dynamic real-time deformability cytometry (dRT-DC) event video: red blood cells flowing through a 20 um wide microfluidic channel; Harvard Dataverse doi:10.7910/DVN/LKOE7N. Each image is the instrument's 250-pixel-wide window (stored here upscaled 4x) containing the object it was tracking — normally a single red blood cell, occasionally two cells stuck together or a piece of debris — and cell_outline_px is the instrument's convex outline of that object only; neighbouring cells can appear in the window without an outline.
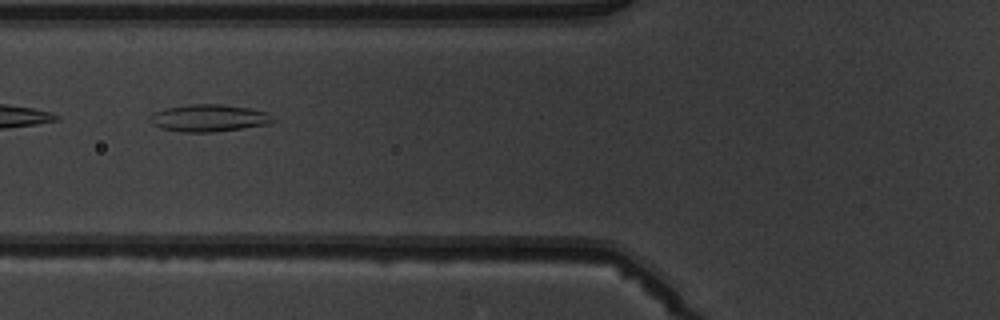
{"species": "common noctule bat (a hibernating species)", "species_latin": "Nyctalus noctula", "temperature_condition": "warm", "stored_images_in_passage": 7, "camera_frame_rate_fps": 3000, "um_per_image_px": 0.085, "animal": {"sex": "male", "body_mass_g": 19.5, "forearm_length_mm": 54.6}, "frame": {"image": 1, "passage_image": 5, "time_ms": 5.667, "image_size_px": [1000, 320], "cell_outline_px": [[276, 120], [268, 124], [212, 132], [180, 132], [160, 128], [152, 124], [148, 120], [148, 116], [152, 112], [164, 108], [188, 104], [220, 104], [248, 108], [268, 112]], "centroid_in_image_um": [17.68, 10.03], "position_along_channel_um": 108.1, "area_um2": 19.65}}
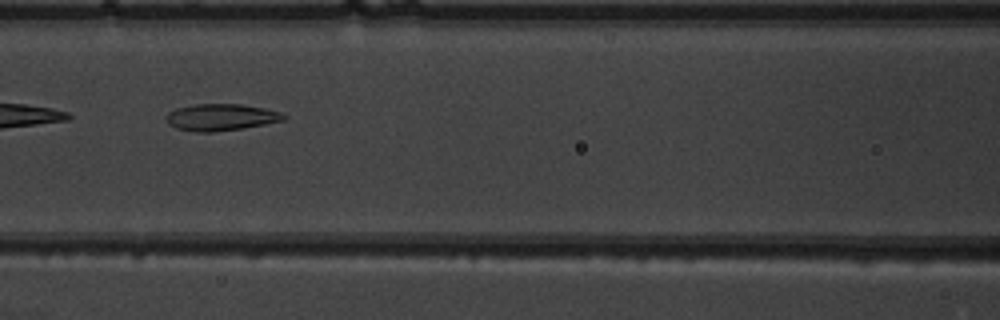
{"frame": {"image": 2, "passage_image": 6, "time_ms": 6.667, "image_size_px": [1000, 320], "cell_outline_px": [[288, 116], [284, 120], [244, 128], [212, 132], [196, 132], [176, 128], [168, 124], [164, 116], [168, 112], [176, 108], [196, 104], [240, 104], [264, 108], [280, 112]], "centroid_in_image_um": [18.75, 9.97], "position_along_channel_um": 147.8, "area_um2": 18.38}}
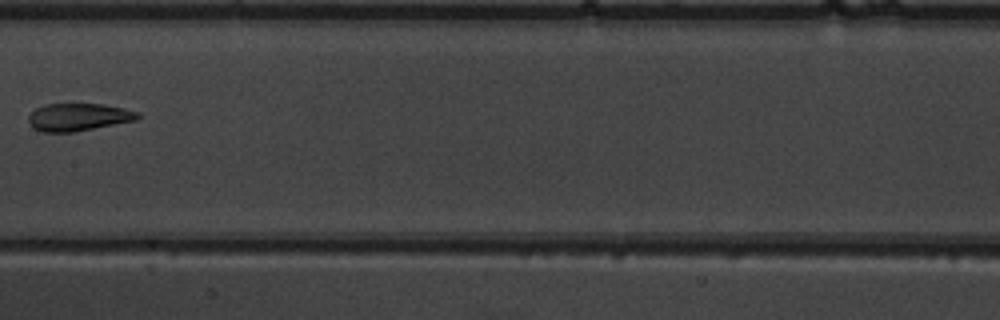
{"frame": {"image": 3, "passage_image": 7, "time_ms": 8.0, "image_size_px": [1000, 320], "cell_outline_px": [[140, 116], [136, 120], [72, 132], [40, 132], [32, 128], [28, 124], [28, 116], [36, 108], [44, 104], [104, 104], [124, 108], [140, 112]], "centroid_in_image_um": [6.63, 9.95], "position_along_channel_um": 200.8, "area_um2": 17.63}}